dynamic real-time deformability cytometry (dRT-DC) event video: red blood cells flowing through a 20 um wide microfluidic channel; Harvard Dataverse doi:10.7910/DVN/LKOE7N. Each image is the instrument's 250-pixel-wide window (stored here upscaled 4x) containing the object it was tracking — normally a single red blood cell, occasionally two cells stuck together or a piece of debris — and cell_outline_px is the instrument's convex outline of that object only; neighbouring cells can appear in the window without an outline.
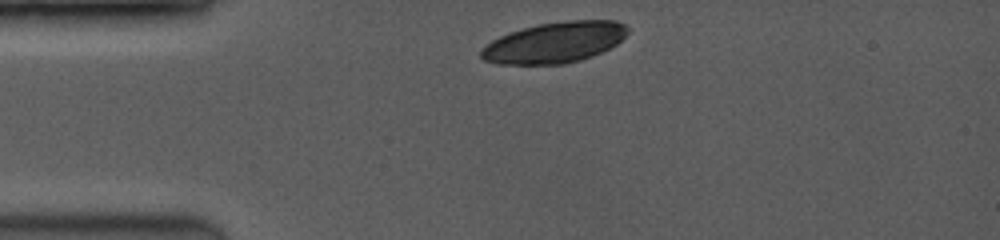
{"species": "common noctule bat (a hibernating species)", "species_latin": "Nyctalus noctula", "temperature_condition": "room temperature", "stored_images_in_passage": 4, "camera_frame_rate_fps": 3500, "um_per_image_px": 0.085, "animal": {"sex": "female", "body_mass_g": 19.0, "forearm_length_mm": 53.3}, "frame": {"image": 1, "passage_image": 2, "time_ms": 0.286, "image_size_px": [1000, 240], "cell_outline_px": [[628, 32], [616, 44], [592, 56], [580, 60], [564, 64], [496, 64], [484, 60], [480, 56], [480, 52], [492, 40], [500, 36], [536, 24], [572, 20], [616, 20], [624, 24], [628, 28]], "centroid_in_image_um": [47.15, 3.61], "position_along_channel_um": 37.9, "area_um2": 34.56}}